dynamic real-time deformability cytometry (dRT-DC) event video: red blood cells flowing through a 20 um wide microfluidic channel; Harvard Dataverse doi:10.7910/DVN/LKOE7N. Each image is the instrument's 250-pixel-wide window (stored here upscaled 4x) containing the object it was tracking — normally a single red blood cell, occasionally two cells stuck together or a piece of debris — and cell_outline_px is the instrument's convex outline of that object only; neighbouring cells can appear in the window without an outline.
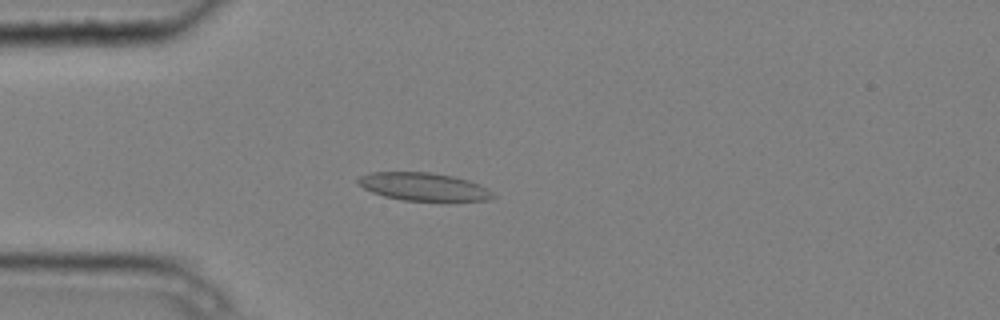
{"species": "common noctule bat (a hibernating species)", "species_latin": "Nyctalus noctula", "temperature_condition": "cold", "stored_images_in_passage": 4, "camera_frame_rate_fps": 3000, "um_per_image_px": 0.085, "animal": {"sex": "male", "body_mass_g": 20.4}, "frame": {"image": 1, "passage_image": 4, "time_ms": 1.0, "image_size_px": [1000, 320], "cell_outline_px": [[496, 196], [488, 200], [404, 200], [384, 196], [372, 192], [356, 184], [356, 180], [360, 176], [372, 172], [428, 172], [452, 176], [468, 180], [480, 184], [488, 188]], "centroid_in_image_um": [35.98, 15.86], "position_along_channel_um": 49.0, "area_um2": 21.79}}